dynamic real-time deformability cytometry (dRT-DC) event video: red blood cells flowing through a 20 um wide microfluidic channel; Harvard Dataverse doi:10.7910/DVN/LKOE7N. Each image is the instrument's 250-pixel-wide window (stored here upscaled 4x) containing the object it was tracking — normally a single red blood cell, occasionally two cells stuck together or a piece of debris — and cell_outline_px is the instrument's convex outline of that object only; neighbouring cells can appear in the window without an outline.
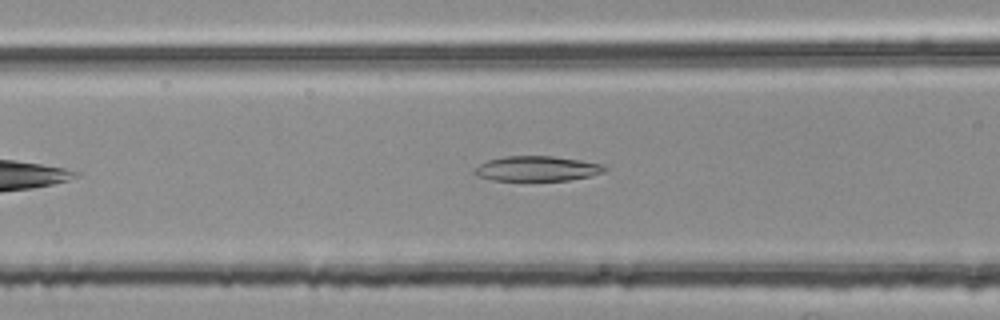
{"species": "common noctule bat (a hibernating species)", "species_latin": "Nyctalus noctula", "temperature_condition": "room temperature", "stored_images_in_passage": 36, "camera_frame_rate_fps": 3000, "um_per_image_px": 0.085, "animal": {"sex": "female", "body_mass_g": 25.1}, "frame": {"image": 1, "passage_image": 11, "time_ms": 3.333, "image_size_px": [1000, 320], "cell_outline_px": [[608, 168], [604, 172], [592, 176], [568, 180], [492, 180], [476, 176], [472, 172], [480, 164], [488, 160], [504, 156], [552, 156], [580, 160], [600, 164]], "centroid_in_image_um": [45.64, 14.33], "position_along_channel_um": 121.0, "area_um2": 18.9}}
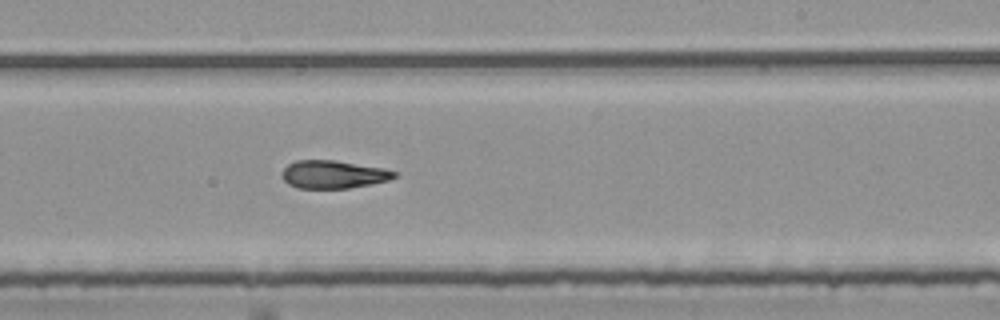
{"frame": {"image": 2, "passage_image": 22, "time_ms": 7.0, "image_size_px": [1000, 320], "cell_outline_px": [[396, 176], [388, 180], [372, 184], [348, 188], [296, 188], [288, 184], [280, 176], [280, 172], [288, 164], [296, 160], [336, 160], [384, 168], [396, 172]], "centroid_in_image_um": [28.29, 14.82], "position_along_channel_um": 260.7, "area_um2": 18.44}}
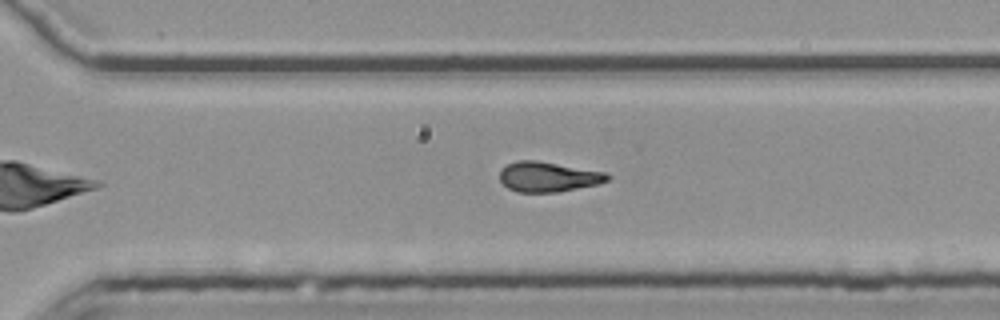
{"frame": {"image": 3, "passage_image": 27, "time_ms": 8.667, "image_size_px": [1000, 320], "cell_outline_px": [[612, 176], [608, 180], [596, 184], [560, 192], [516, 192], [508, 188], [500, 180], [500, 168], [516, 160], [536, 160], [608, 172]], "centroid_in_image_um": [46.6, 15.02], "position_along_channel_um": 324.0, "area_um2": 19.02}, "authors_computed_cell_mechanics": {"area_um2": 18.9584, "velocity_mm_per_s": 3.8157, "shape_relaxation_time_tau1_ms": null, "shape_relaxation_time_tau2_ms": 4.3133, "deformation_change_tau1": null, "deformation_change_tau2": 0.134}}